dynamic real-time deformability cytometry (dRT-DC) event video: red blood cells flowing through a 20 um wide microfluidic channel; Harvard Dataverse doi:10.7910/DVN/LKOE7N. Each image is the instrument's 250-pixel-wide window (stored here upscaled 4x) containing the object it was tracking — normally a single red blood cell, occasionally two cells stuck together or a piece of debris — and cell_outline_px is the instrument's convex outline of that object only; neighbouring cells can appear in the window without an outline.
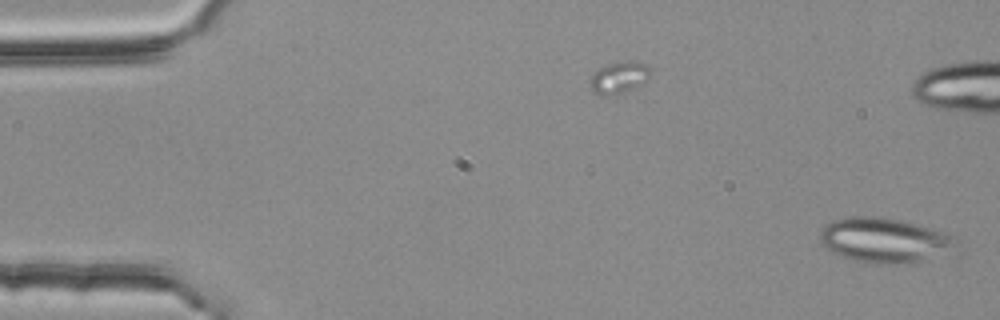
{"species": "common noctule bat (a hibernating species)", "species_latin": "Nyctalus noctula", "temperature_condition": "room temperature", "stored_images_in_passage": 2, "camera_frame_rate_fps": 3000, "um_per_image_px": 0.085, "animal": {"sex": "female", "body_mass_g": 25.1}, "frame": {"image": 1, "passage_image": 2, "time_ms": 0.333, "image_size_px": [1000, 320], "cell_outline_px": [[956, 236], [948, 248], [920, 260], [908, 264], [876, 264], [852, 260], [832, 252], [820, 244], [820, 228], [824, 224], [832, 220], [848, 216], [876, 216], [900, 220], [944, 232]], "centroid_in_image_um": [74.99, 20.39], "position_along_channel_um": 10.0, "area_um2": 34.85}}